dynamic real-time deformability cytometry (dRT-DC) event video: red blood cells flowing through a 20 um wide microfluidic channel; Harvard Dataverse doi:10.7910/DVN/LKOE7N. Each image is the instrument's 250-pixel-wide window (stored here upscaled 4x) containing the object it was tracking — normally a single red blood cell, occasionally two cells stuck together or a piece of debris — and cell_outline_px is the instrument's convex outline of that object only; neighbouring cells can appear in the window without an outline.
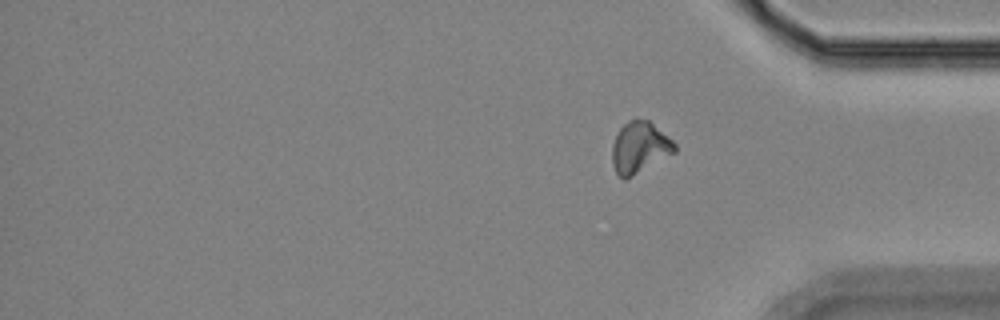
{"species": "Egyptian fruit bat (a non-hibernating species)", "species_latin": "Rousettus aegyptiacus", "temperature_condition": "room temperature", "stored_images_in_passage": 16, "segment_of_instrument_passage": [2, 2], "camera_frame_rate_fps": 3000, "um_per_image_px": 0.085, "animal": {"sex": "female"}, "frame": {"image": 1, "passage_image": 16, "time_ms": 19.333, "image_size_px": [1000, 320], "cell_outline_px": [[676, 152], [632, 176], [624, 180], [616, 172], [612, 164], [612, 144], [620, 128], [628, 120], [636, 116], [648, 120], [668, 136], [676, 144]], "centroid_in_image_um": [54.36, 12.51], "position_along_channel_um": 380.8, "area_um2": 18.79}}